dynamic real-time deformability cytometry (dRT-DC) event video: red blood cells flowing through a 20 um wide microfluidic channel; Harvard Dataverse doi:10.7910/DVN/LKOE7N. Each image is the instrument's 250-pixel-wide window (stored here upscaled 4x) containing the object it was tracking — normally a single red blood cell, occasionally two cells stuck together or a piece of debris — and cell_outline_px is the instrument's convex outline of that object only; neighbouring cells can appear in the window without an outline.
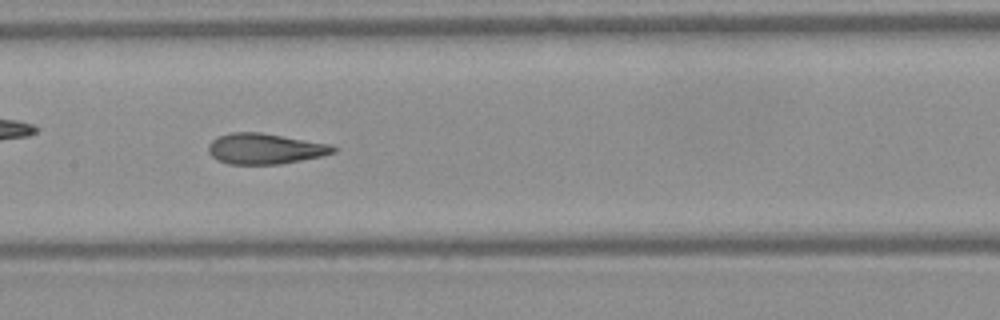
{"species": "Egyptian fruit bat (a non-hibernating species)", "species_latin": "Rousettus aegyptiacus", "temperature_condition": "warm", "stored_images_in_passage": 36, "camera_frame_rate_fps": 3000, "um_per_image_px": 0.085, "frame": {"image": 1, "passage_image": 11, "time_ms": 3.333, "image_size_px": [1000, 320], "cell_outline_px": [[340, 148], [336, 152], [324, 156], [280, 164], [228, 164], [212, 156], [208, 152], [208, 144], [216, 136], [232, 132], [260, 132], [332, 144]], "centroid_in_image_um": [22.57, 12.63], "position_along_channel_um": 184.8, "area_um2": 22.6}, "authors_computed_cell_mechanics": {"area_um2": 22.7443, "velocity_mm_per_s": 4.1831, "shape_relaxation_time_tau1_ms": 7.2674, "shape_relaxation_time_tau2_ms": 1.3767, "deformation_change_tau1": 0.2312, "deformation_change_tau2": 0.0761}}